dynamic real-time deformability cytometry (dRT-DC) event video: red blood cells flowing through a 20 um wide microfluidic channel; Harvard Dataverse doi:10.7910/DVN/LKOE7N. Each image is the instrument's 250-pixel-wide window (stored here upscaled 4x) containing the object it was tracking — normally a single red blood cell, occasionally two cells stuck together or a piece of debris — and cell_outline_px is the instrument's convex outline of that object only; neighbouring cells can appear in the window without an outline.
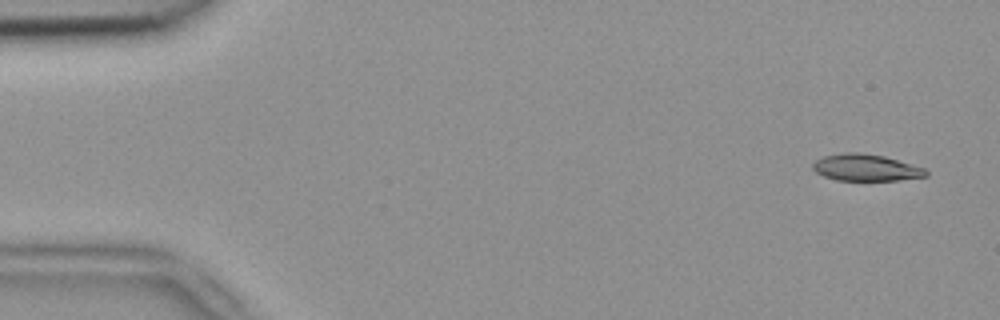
{"species": "common noctule bat (a hibernating species)", "species_latin": "Nyctalus noctula", "temperature_condition": "room temperature", "stored_images_in_passage": 9, "camera_frame_rate_fps": 3000, "um_per_image_px": 0.085, "animal": {"sex": "female", "body_mass_g": 18.4}, "frame": {"image": 1, "passage_image": 1, "time_ms": 0.0, "image_size_px": [1000, 320], "cell_outline_px": [[928, 176], [896, 180], [836, 180], [824, 176], [816, 172], [812, 168], [812, 164], [816, 160], [824, 156], [844, 152], [856, 152], [884, 156], [924, 168], [928, 172]], "centroid_in_image_um": [73.58, 14.24], "position_along_channel_um": 11.4, "area_um2": 17.46}}
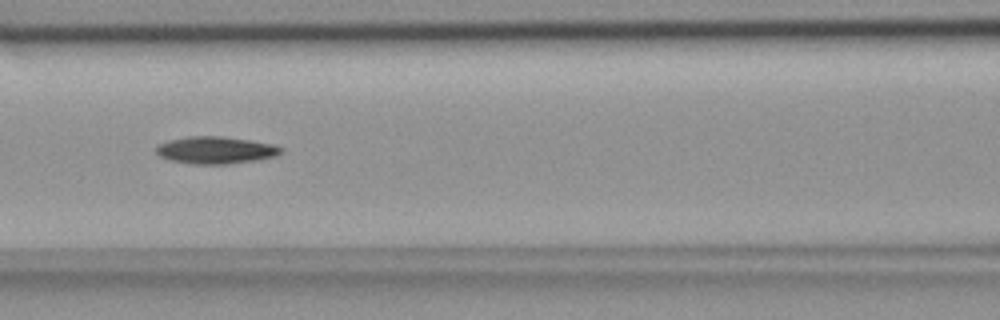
{"frame": {"image": 2, "passage_image": 6, "time_ms": 1.667, "image_size_px": [1000, 320], "cell_outline_px": [[284, 148], [276, 156], [256, 160], [228, 164], [188, 164], [168, 160], [160, 156], [156, 152], [156, 148], [160, 144], [168, 140], [188, 136], [224, 136], [272, 144]], "centroid_in_image_um": [18.3, 12.77], "position_along_channel_um": 148.3, "area_um2": 19.83}}
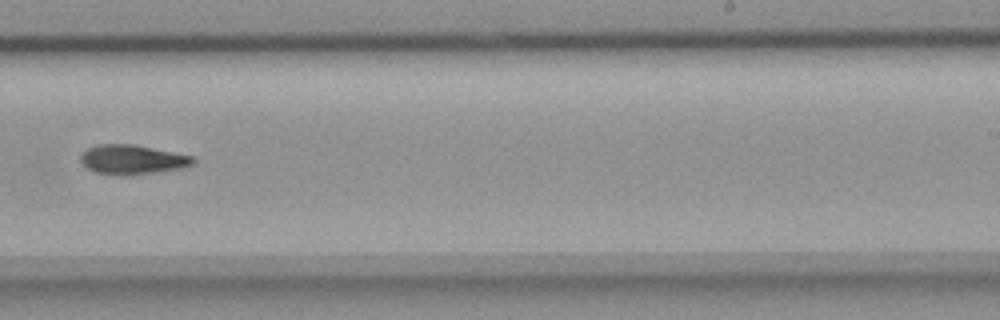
{"frame": {"image": 3, "passage_image": 9, "time_ms": 2.667, "image_size_px": [1000, 320], "cell_outline_px": [[196, 164], [180, 168], [128, 176], [96, 172], [88, 168], [80, 160], [80, 156], [88, 148], [100, 144], [132, 144], [196, 156]], "centroid_in_image_um": [11.31, 13.56], "position_along_channel_um": 277.7, "area_um2": 19.25}}